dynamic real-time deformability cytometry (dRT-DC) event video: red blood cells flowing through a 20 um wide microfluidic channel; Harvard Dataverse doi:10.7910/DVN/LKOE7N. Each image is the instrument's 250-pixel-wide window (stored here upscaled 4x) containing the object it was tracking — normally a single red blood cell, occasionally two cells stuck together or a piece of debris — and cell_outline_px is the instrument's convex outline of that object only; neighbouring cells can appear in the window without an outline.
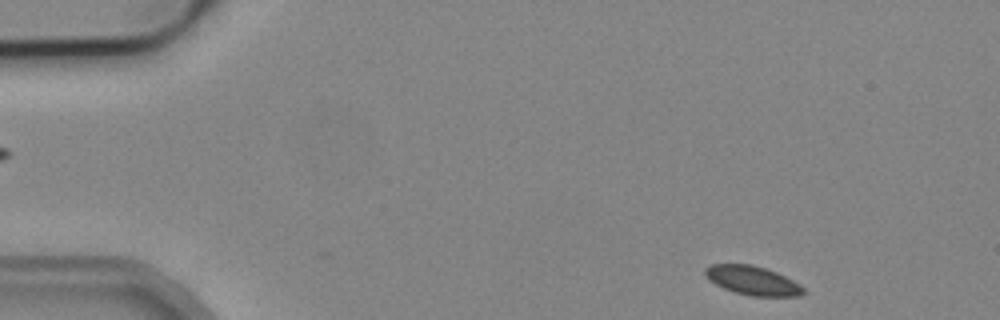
{"species": "common noctule bat (a hibernating species)", "species_latin": "Nyctalus noctula", "temperature_condition": "cold", "stored_images_in_passage": 3, "segment_of_instrument_passage": [2, 2], "camera_frame_rate_fps": 3000, "um_per_image_px": 0.085, "animal": {"sex": "male", "body_mass_g": 19.2, "forearm_length_mm": 51.8}, "frame": {"image": 1, "passage_image": 3, "time_ms": 2.333, "image_size_px": [1000, 320], "cell_outline_px": [[808, 292], [800, 296], [752, 296], [736, 292], [724, 288], [716, 284], [704, 272], [704, 268], [712, 264], [752, 264], [776, 272], [800, 284]], "centroid_in_image_um": [64.02, 23.84], "position_along_channel_um": 21.0, "area_um2": 16.42}}